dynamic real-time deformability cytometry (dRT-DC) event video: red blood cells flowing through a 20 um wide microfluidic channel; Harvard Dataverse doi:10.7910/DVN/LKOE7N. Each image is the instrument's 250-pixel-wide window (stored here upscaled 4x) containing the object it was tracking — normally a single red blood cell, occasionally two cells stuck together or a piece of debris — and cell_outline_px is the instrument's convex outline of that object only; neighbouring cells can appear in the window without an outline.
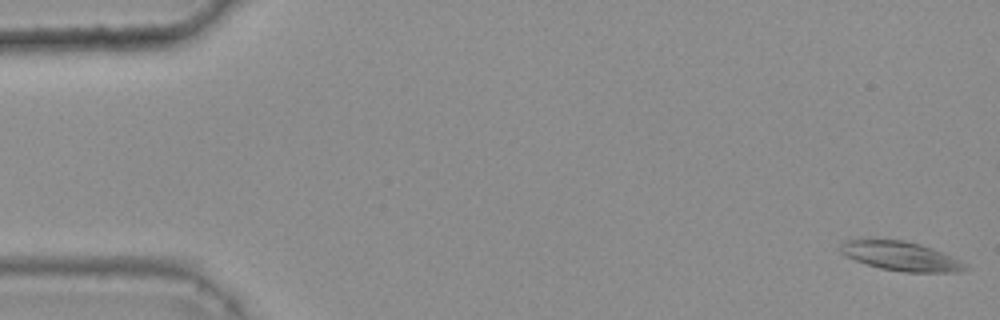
{"species": "common noctule bat (a hibernating species)", "species_latin": "Nyctalus noctula", "temperature_condition": "warm", "stored_images_in_passage": 46, "camera_frame_rate_fps": 3000, "um_per_image_px": 0.085, "animal": {"sex": "female", "body_mass_g": 25.1}, "frame": {"image": 1, "passage_image": 1, "time_ms": 0.0, "image_size_px": [1000, 320], "cell_outline_px": [[972, 268], [960, 272], [904, 272], [880, 268], [856, 260], [840, 252], [840, 244], [848, 240], [864, 236], [904, 240], [920, 244], [944, 252], [968, 264]], "centroid_in_image_um": [76.58, 21.73], "position_along_channel_um": 8.4, "area_um2": 21.96}}
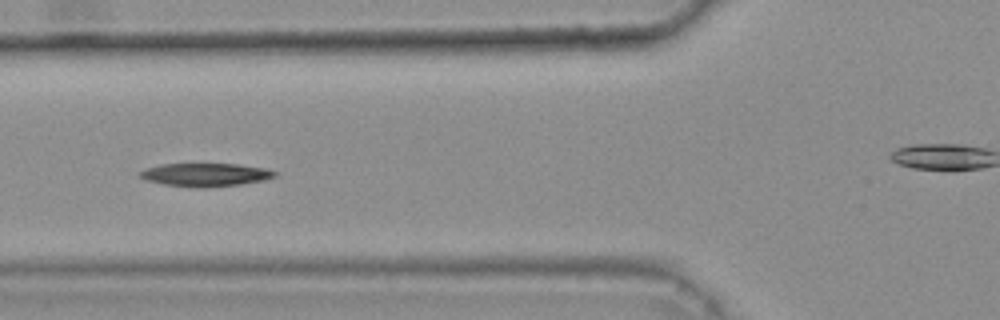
{"frame": {"image": 2, "passage_image": 20, "time_ms": 6.333, "image_size_px": [1000, 320], "cell_outline_px": [[276, 176], [264, 180], [240, 184], [204, 188], [200, 188], [164, 184], [148, 180], [140, 176], [140, 172], [148, 168], [160, 164], [240, 164], [264, 168], [276, 172]], "centroid_in_image_um": [17.5, 14.85], "position_along_channel_um": 108.3, "area_um2": 17.98}}
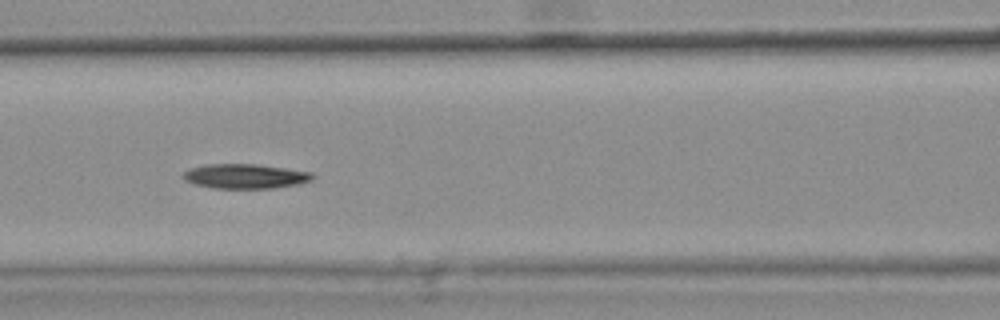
{"frame": {"image": 3, "passage_image": 23, "time_ms": 7.333, "image_size_px": [1000, 320], "cell_outline_px": [[316, 176], [312, 180], [300, 184], [276, 188], [212, 188], [196, 184], [184, 180], [180, 176], [184, 172], [192, 168], [208, 164], [256, 164], [312, 172]], "centroid_in_image_um": [20.87, 14.98], "position_along_channel_um": 145.7, "area_um2": 18.61}}